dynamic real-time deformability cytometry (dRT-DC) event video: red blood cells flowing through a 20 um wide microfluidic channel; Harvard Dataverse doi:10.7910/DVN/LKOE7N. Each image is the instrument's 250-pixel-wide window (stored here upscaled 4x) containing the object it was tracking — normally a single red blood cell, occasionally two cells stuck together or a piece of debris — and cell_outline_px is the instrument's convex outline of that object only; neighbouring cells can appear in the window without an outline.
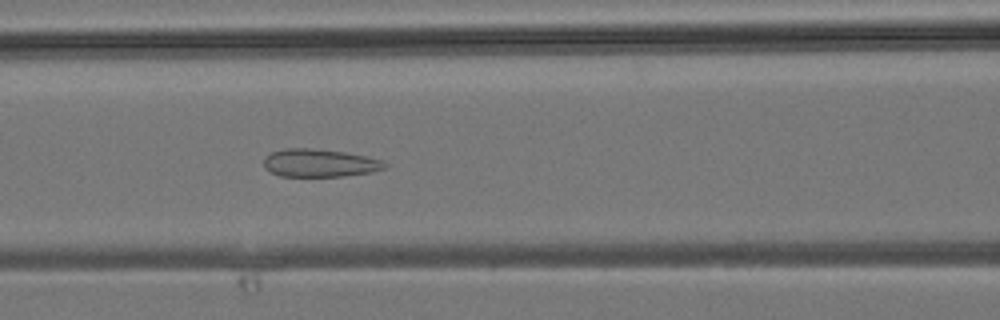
{"species": "common noctule bat (a hibernating species)", "species_latin": "Nyctalus noctula", "temperature_condition": "room temperature", "stored_images_in_passage": 30, "camera_frame_rate_fps": 3000, "um_per_image_px": 0.085, "animal": {"sex": "male", "body_mass_g": 19.2, "forearm_length_mm": 51.8}, "frame": {"image": 1, "passage_image": 9, "time_ms": 2.667, "image_size_px": [1000, 320], "cell_outline_px": [[388, 164], [384, 168], [372, 172], [344, 176], [280, 176], [264, 168], [264, 156], [272, 152], [284, 148], [312, 148], [344, 152], [368, 156], [384, 160]], "centroid_in_image_um": [27.18, 13.85], "position_along_channel_um": 139.4, "area_um2": 19.83}}
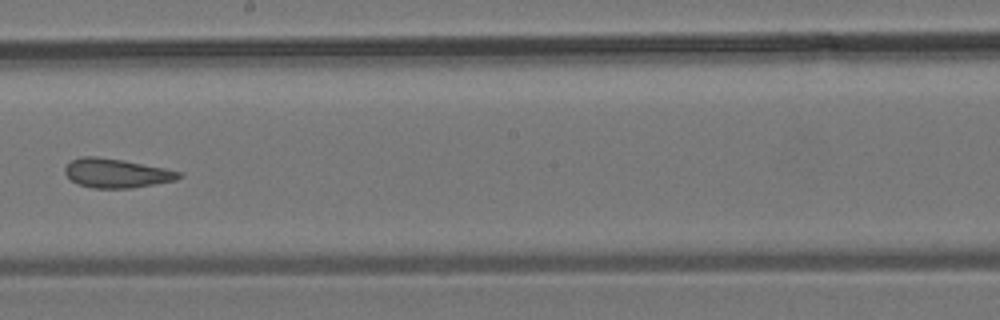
{"frame": {"image": 2, "passage_image": 15, "time_ms": 4.667, "image_size_px": [1000, 320], "cell_outline_px": [[184, 176], [176, 180], [132, 188], [92, 188], [80, 184], [72, 180], [64, 172], [64, 168], [72, 160], [80, 156], [96, 156], [124, 160], [184, 172]], "centroid_in_image_um": [9.94, 14.71], "position_along_channel_um": 238.3, "area_um2": 19.36}}
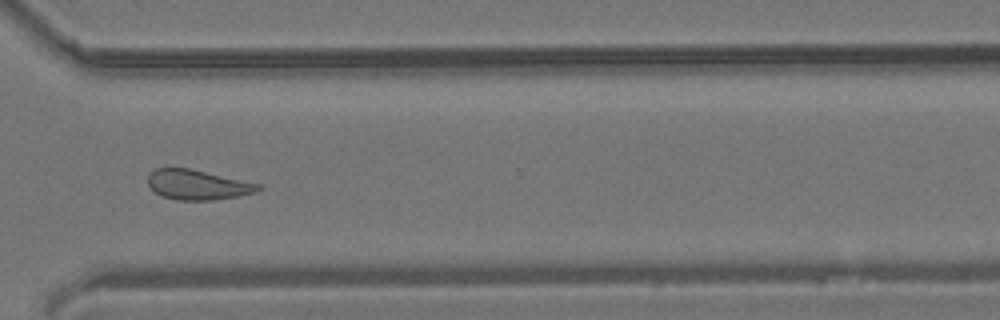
{"frame": {"image": 3, "passage_image": 22, "time_ms": 7.0, "image_size_px": [1000, 320], "cell_outline_px": [[264, 188], [256, 192], [236, 196], [212, 200], [176, 200], [160, 196], [148, 184], [148, 172], [156, 168], [188, 168], [260, 184]], "centroid_in_image_um": [16.77, 15.71], "position_along_channel_um": 353.8, "area_um2": 19.13}}